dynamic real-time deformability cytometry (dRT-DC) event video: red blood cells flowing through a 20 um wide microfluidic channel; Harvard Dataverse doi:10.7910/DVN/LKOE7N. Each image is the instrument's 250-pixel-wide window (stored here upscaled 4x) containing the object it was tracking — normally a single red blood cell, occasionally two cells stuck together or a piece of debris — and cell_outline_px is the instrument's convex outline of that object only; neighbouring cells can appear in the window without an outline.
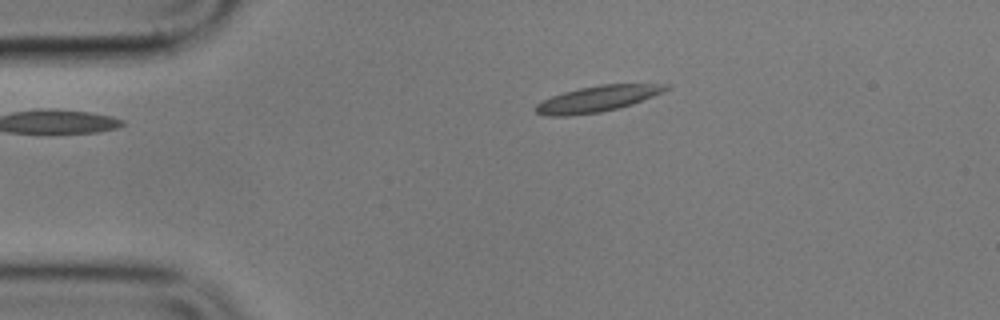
{"species": "common noctule bat (a hibernating species)", "species_latin": "Nyctalus noctula", "temperature_condition": "cold", "stored_images_in_passage": 5, "camera_frame_rate_fps": 3000, "um_per_image_px": 0.085, "animal": {"sex": "male", "body_mass_g": 17.9}, "frame": {"image": 1, "passage_image": 3, "time_ms": 2.667, "image_size_px": [1000, 320], "cell_outline_px": [[672, 88], [664, 92], [632, 104], [600, 112], [568, 116], [548, 116], [536, 112], [536, 104], [552, 96], [564, 92], [580, 88], [600, 84], [672, 84]], "centroid_in_image_um": [50.84, 8.39], "position_along_channel_um": 34.2, "area_um2": 19.59}}
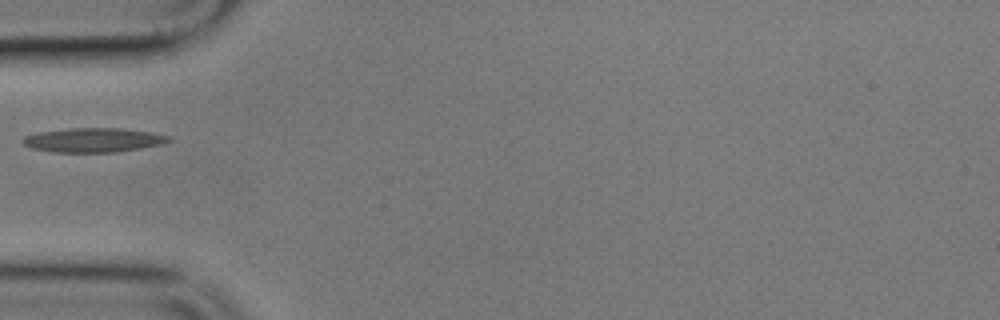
{"frame": {"image": 2, "passage_image": 5, "time_ms": 5.0, "image_size_px": [1000, 320], "cell_outline_px": [[172, 140], [160, 144], [140, 148], [116, 152], [56, 152], [32, 148], [24, 144], [20, 140], [24, 136], [40, 132], [72, 128], [120, 128], [152, 132], [172, 136]], "centroid_in_image_um": [7.96, 11.9], "position_along_channel_um": 77.0, "area_um2": 20.52}}